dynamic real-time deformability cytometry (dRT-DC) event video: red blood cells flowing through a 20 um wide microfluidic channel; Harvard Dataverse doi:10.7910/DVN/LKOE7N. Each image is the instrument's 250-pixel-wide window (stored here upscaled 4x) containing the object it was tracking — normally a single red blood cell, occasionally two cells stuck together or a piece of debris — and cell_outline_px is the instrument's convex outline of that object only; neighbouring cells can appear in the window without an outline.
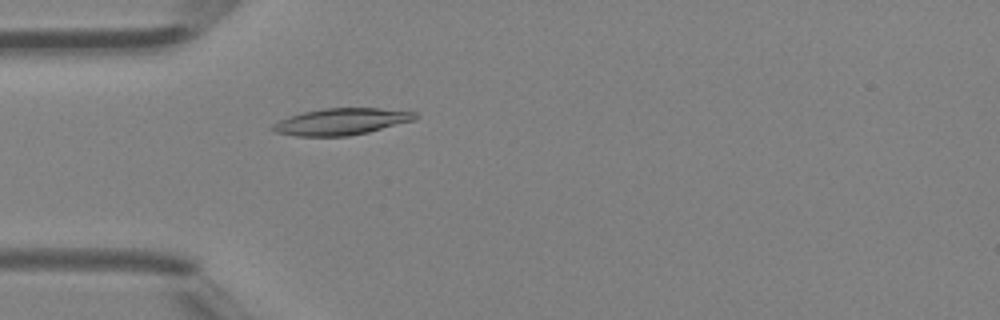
{"species": "Egyptian fruit bat (a non-hibernating species)", "species_latin": "Rousettus aegyptiacus", "temperature_condition": "room temperature", "stored_images_in_passage": 38, "camera_frame_rate_fps": 3000, "um_per_image_px": 0.085, "animal": {"sex": "female"}, "frame": {"image": 1, "passage_image": 5, "time_ms": 1.333, "image_size_px": [1000, 320], "cell_outline_px": [[420, 116], [416, 120], [368, 132], [348, 136], [296, 136], [276, 132], [268, 128], [272, 124], [288, 116], [304, 112], [324, 108], [380, 108], [416, 112]], "centroid_in_image_um": [29.03, 10.33], "position_along_channel_um": 56.0, "area_um2": 22.25}}
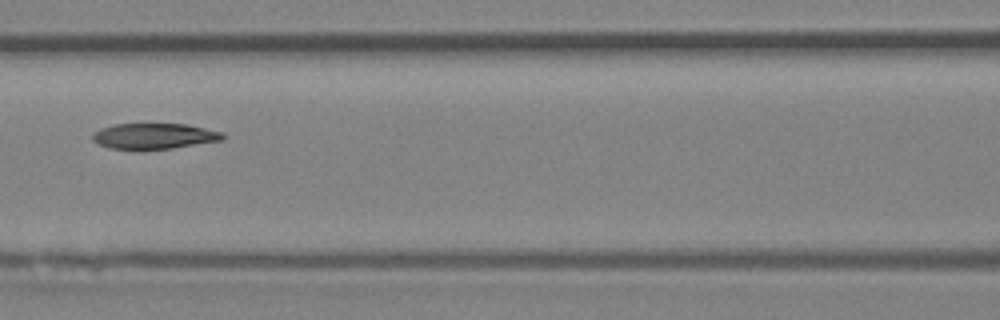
{"frame": {"image": 2, "passage_image": 12, "time_ms": 3.667, "image_size_px": [1000, 320], "cell_outline_px": [[224, 140], [172, 148], [108, 148], [92, 140], [92, 132], [100, 128], [112, 124], [188, 124], [224, 132]], "centroid_in_image_um": [13.12, 11.54], "position_along_channel_um": 153.5, "area_um2": 19.36}}
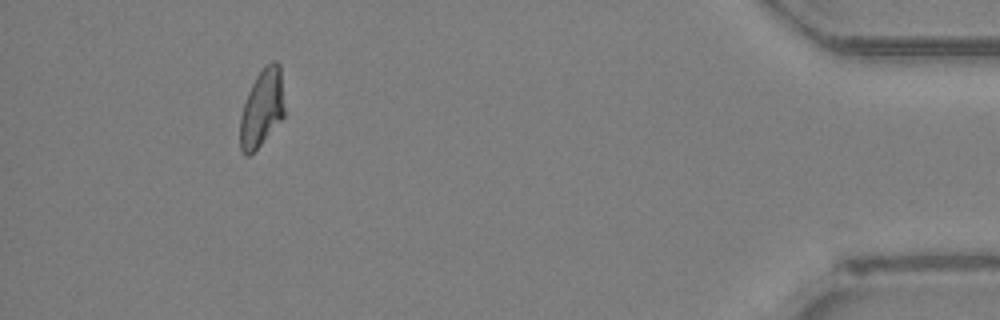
{"frame": {"image": 3, "passage_image": 34, "time_ms": 11.0, "image_size_px": [1000, 320], "cell_outline_px": [[284, 116], [260, 144], [248, 156], [240, 148], [240, 116], [248, 92], [256, 76], [264, 64], [272, 60], [276, 60], [280, 64], [284, 108]], "centroid_in_image_um": [22.26, 9.12], "position_along_channel_um": 412.9, "area_um2": 19.83}, "authors_computed_cell_mechanics": {"area_um2": 20.519, "velocity_mm_per_s": 4.4109, "shape_relaxation_time_tau1_ms": null, "shape_relaxation_time_tau2_ms": 6.8085, "deformation_change_tau1": null, "deformation_change_tau2": 0.1049}}